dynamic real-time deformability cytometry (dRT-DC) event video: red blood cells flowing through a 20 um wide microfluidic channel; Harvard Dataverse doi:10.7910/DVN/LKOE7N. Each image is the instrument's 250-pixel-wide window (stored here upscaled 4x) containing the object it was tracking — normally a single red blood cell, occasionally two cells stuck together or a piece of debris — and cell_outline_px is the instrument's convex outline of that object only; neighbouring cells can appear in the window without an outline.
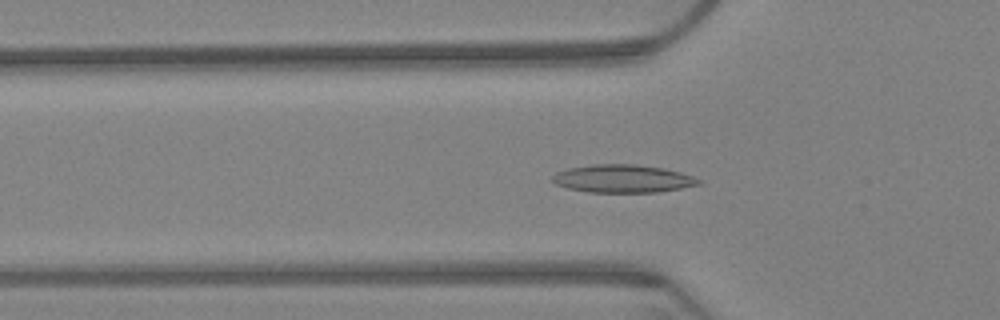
{"species": "Egyptian fruit bat (a non-hibernating species)", "species_latin": "Rousettus aegyptiacus", "temperature_condition": "warm", "stored_images_in_passage": 57, "camera_frame_rate_fps": 3000, "um_per_image_px": 0.085, "animal": {"sex": "female"}, "frame": {"image": 1, "passage_image": 14, "time_ms": 4.333, "image_size_px": [1000, 320], "cell_outline_px": [[700, 184], [680, 188], [656, 192], [588, 192], [568, 188], [556, 184], [552, 180], [552, 176], [556, 172], [568, 168], [592, 164], [636, 164], [664, 168], [680, 172], [692, 176], [700, 180]], "centroid_in_image_um": [52.91, 15.18], "position_along_channel_um": 72.9, "area_um2": 23.7}}
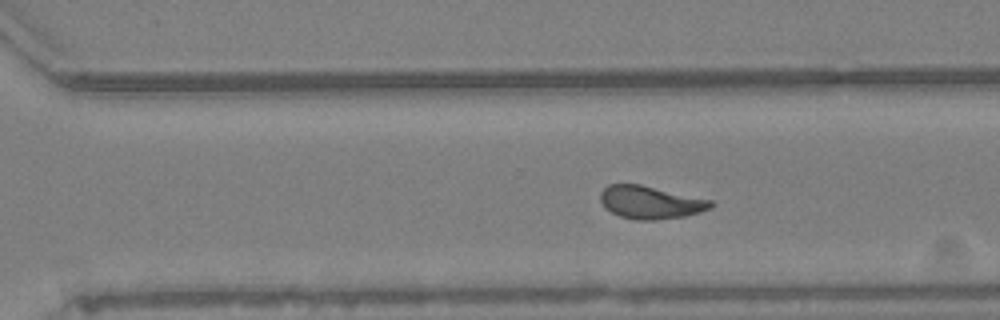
{"frame": {"image": 2, "passage_image": 37, "time_ms": 12.0, "image_size_px": [1000, 320], "cell_outline_px": [[716, 204], [712, 208], [700, 212], [684, 216], [656, 220], [636, 220], [620, 216], [604, 208], [600, 200], [600, 192], [608, 184], [640, 184], [712, 200]], "centroid_in_image_um": [55.29, 17.2], "position_along_channel_um": 315.3, "area_um2": 21.27}}
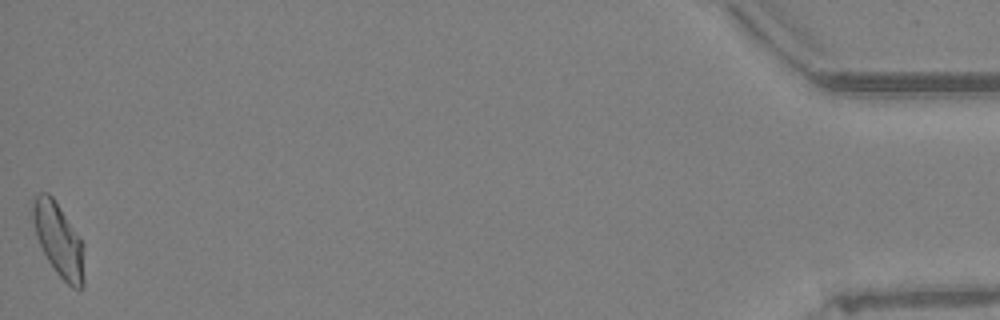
{"frame": {"image": 3, "passage_image": 57, "time_ms": 18.667, "image_size_px": [1000, 320], "cell_outline_px": [[84, 284], [80, 288], [72, 288], [56, 272], [48, 260], [36, 236], [32, 220], [32, 204], [36, 196], [40, 192], [48, 192], [52, 196], [84, 244]], "centroid_in_image_um": [4.99, 20.39], "position_along_channel_um": 430.2, "area_um2": 21.79}, "authors_computed_cell_mechanics": {"area_um2": 21.2126, "velocity_mm_per_s": 3.1692, "shape_relaxation_time_tau1_ms": 8.3569, "shape_relaxation_time_tau2_ms": 1.6774, "deformation_change_tau1": 0.203, "deformation_change_tau2": 0.0808}}